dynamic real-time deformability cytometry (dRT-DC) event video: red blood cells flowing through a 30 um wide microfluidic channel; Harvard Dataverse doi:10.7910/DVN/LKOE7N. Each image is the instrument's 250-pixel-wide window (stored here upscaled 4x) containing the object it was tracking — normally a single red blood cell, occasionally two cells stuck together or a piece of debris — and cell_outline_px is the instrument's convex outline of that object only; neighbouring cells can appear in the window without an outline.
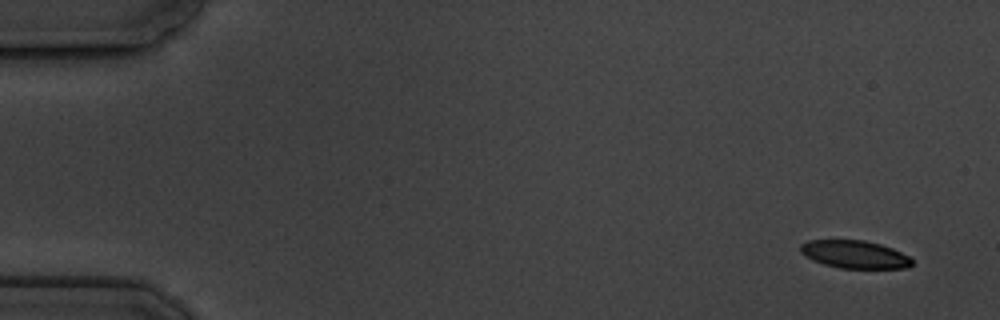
{"species": "common noctule bat (a hibernating species)", "species_latin": "Nyctalus noctula", "temperature_condition": "cold", "stored_images_in_passage": 5, "camera_frame_rate_fps": 3000, "um_per_image_px": 0.085, "animal": {"sex": "male", "body_mass_g": 19.5, "forearm_length_mm": 54.6}, "frame": {"image": 1, "passage_image": 1, "time_ms": 0.0, "image_size_px": [1000, 320], "cell_outline_px": [[912, 264], [908, 268], [840, 268], [824, 264], [812, 260], [804, 256], [800, 252], [800, 244], [808, 240], [864, 240], [880, 244], [892, 248], [908, 256], [912, 260]], "centroid_in_image_um": [72.61, 21.62], "position_along_channel_um": 12.4, "area_um2": 18.09}}
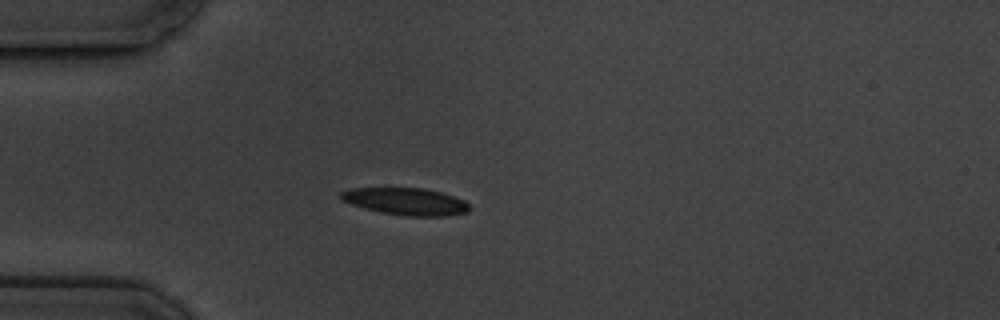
{"frame": {"image": 2, "passage_image": 5, "time_ms": 4.333, "image_size_px": [1000, 320], "cell_outline_px": [[468, 212], [444, 216], [408, 216], [384, 212], [364, 208], [340, 200], [340, 192], [348, 188], [424, 188], [440, 192], [464, 200], [468, 204]], "centroid_in_image_um": [34.46, 17.11], "position_along_channel_um": 50.5, "area_um2": 20.11}}